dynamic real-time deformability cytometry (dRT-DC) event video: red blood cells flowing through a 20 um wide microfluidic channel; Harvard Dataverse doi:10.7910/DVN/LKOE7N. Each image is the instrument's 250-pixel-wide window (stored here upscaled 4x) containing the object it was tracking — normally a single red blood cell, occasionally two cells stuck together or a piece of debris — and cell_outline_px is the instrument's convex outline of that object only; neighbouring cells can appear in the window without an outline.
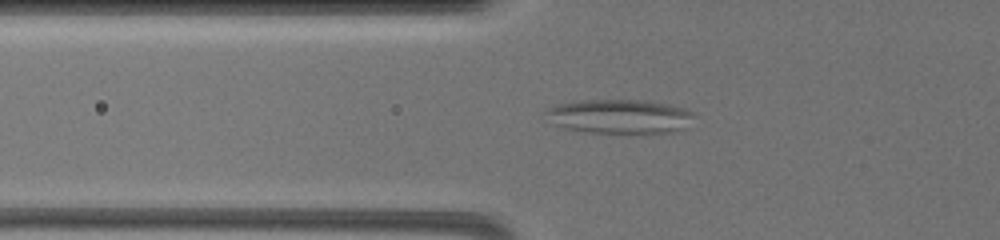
{"species": "common noctule bat (a hibernating species)", "species_latin": "Nyctalus noctula", "temperature_condition": "warm", "stored_images_in_passage": 38, "camera_frame_rate_fps": 3000, "um_per_image_px": 0.085, "animal": {"sex": "female", "body_mass_g": 19.5, "forearm_length_mm": 54.1}, "frame": {"image": 1, "passage_image": 14, "time_ms": 8.333, "image_size_px": [1000, 240], "cell_outline_px": [[692, 116], [676, 128], [668, 132], [592, 132], [564, 128], [556, 124], [544, 112], [548, 108], [560, 104], [580, 100], [644, 100], [668, 104], [692, 112]], "centroid_in_image_um": [52.54, 9.86], "position_along_channel_um": 73.3, "area_um2": 28.15}}
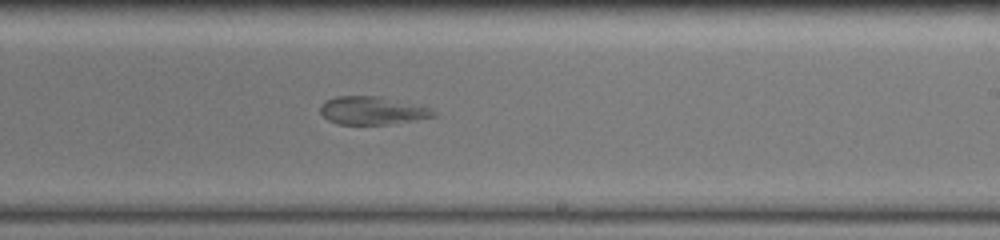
{"frame": {"image": 2, "passage_image": 24, "time_ms": 13.667, "image_size_px": [1000, 240], "cell_outline_px": [[436, 116], [416, 120], [388, 124], [336, 124], [328, 120], [320, 112], [320, 104], [336, 96], [376, 96], [432, 108], [436, 112]], "centroid_in_image_um": [31.63, 9.4], "position_along_channel_um": 257.4, "area_um2": 18.32}}
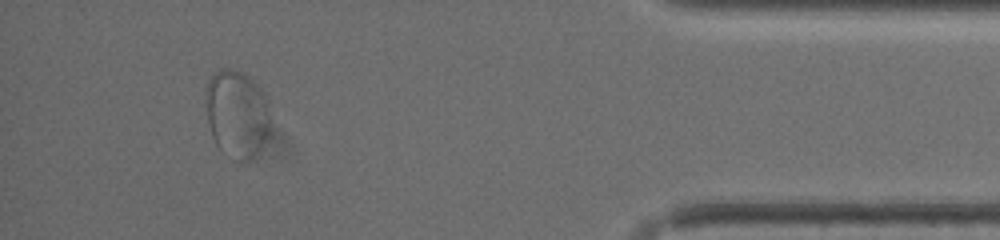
{"frame": {"image": 3, "passage_image": 35, "time_ms": 19.333, "image_size_px": [1000, 240], "cell_outline_px": [[268, 132], [260, 148], [244, 164], [240, 164], [232, 160], [216, 144], [212, 136], [208, 120], [204, 100], [204, 88], [208, 80], [216, 72], [240, 72], [252, 80], [264, 92], [268, 100]], "centroid_in_image_um": [20.1, 9.73], "position_along_channel_um": 415.1, "area_um2": 32.6}}